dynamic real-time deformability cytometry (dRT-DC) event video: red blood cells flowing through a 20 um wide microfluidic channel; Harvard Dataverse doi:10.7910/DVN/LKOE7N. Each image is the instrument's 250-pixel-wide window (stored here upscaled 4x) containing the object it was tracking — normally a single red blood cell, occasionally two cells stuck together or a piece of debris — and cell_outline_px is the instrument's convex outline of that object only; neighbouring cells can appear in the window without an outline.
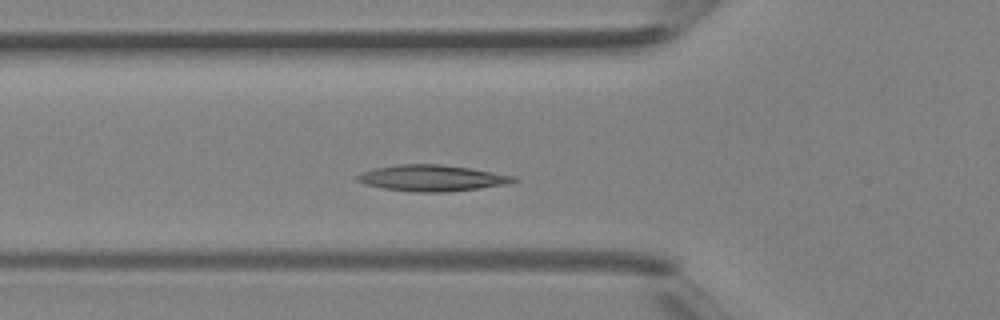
{"species": "Egyptian fruit bat (a non-hibernating species)", "species_latin": "Rousettus aegyptiacus", "temperature_condition": "room temperature", "stored_images_in_passage": 34, "camera_frame_rate_fps": 3000, "um_per_image_px": 0.085, "animal": {"sex": "female"}, "frame": {"image": 1, "passage_image": 8, "time_ms": 2.333, "image_size_px": [1000, 320], "cell_outline_px": [[520, 180], [508, 184], [480, 188], [444, 192], [416, 192], [384, 188], [368, 184], [356, 180], [356, 176], [360, 172], [372, 168], [396, 164], [440, 164], [468, 168], [516, 176]], "centroid_in_image_um": [36.72, 15.13], "position_along_channel_um": 89.1, "area_um2": 23.81}}
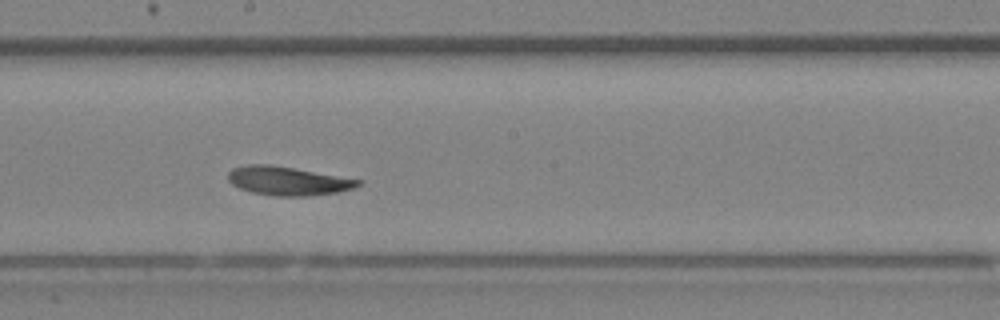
{"frame": {"image": 2, "passage_image": 16, "time_ms": 5.0, "image_size_px": [1000, 320], "cell_outline_px": [[364, 180], [360, 184], [352, 188], [336, 192], [312, 196], [272, 196], [252, 192], [240, 188], [232, 184], [228, 180], [228, 172], [232, 168], [248, 164], [268, 164]], "centroid_in_image_um": [24.44, 15.38], "position_along_channel_um": 223.8, "area_um2": 21.68}}
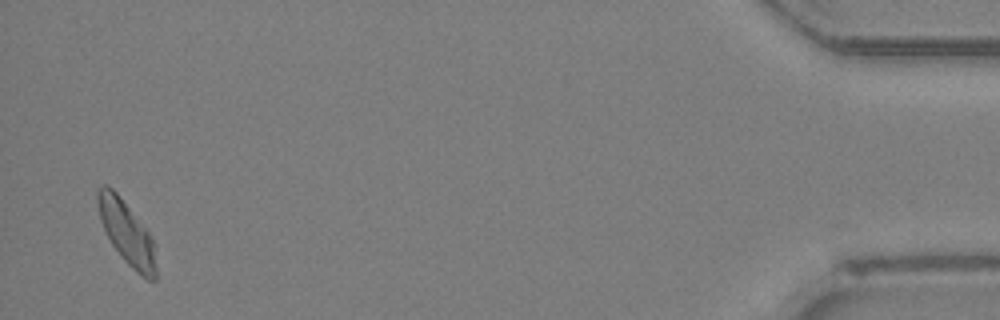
{"frame": {"image": 3, "passage_image": 33, "time_ms": 10.667, "image_size_px": [1000, 320], "cell_outline_px": [[156, 280], [148, 280], [136, 272], [124, 260], [112, 244], [100, 220], [96, 200], [96, 192], [104, 184], [112, 188], [116, 192], [148, 232], [156, 244]], "centroid_in_image_um": [10.79, 19.81], "position_along_channel_um": 424.4, "area_um2": 21.33}}